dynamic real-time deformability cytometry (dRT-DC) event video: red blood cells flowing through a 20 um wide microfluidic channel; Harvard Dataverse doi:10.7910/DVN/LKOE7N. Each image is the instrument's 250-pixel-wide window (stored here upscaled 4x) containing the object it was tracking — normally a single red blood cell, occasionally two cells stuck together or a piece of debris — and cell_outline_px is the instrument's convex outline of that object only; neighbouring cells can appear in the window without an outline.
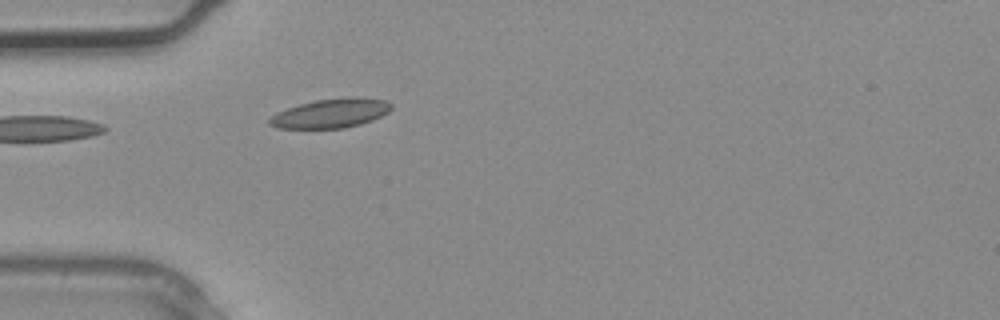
{"species": "common noctule bat (a hibernating species)", "species_latin": "Nyctalus noctula", "temperature_condition": "warm", "stored_images_in_passage": 2, "camera_frame_rate_fps": 3000, "um_per_image_px": 0.085, "animal": {"sex": "male", "body_mass_g": 20.4}, "frame": {"image": 1, "passage_image": 2, "time_ms": 0.333, "image_size_px": [1000, 320], "cell_outline_px": [[392, 108], [388, 112], [372, 120], [360, 124], [344, 128], [276, 128], [268, 124], [268, 120], [276, 112], [300, 104], [316, 100], [348, 96], [356, 96], [384, 100], [392, 104]], "centroid_in_image_um": [28.12, 9.62], "position_along_channel_um": 56.9, "area_um2": 20.75}}